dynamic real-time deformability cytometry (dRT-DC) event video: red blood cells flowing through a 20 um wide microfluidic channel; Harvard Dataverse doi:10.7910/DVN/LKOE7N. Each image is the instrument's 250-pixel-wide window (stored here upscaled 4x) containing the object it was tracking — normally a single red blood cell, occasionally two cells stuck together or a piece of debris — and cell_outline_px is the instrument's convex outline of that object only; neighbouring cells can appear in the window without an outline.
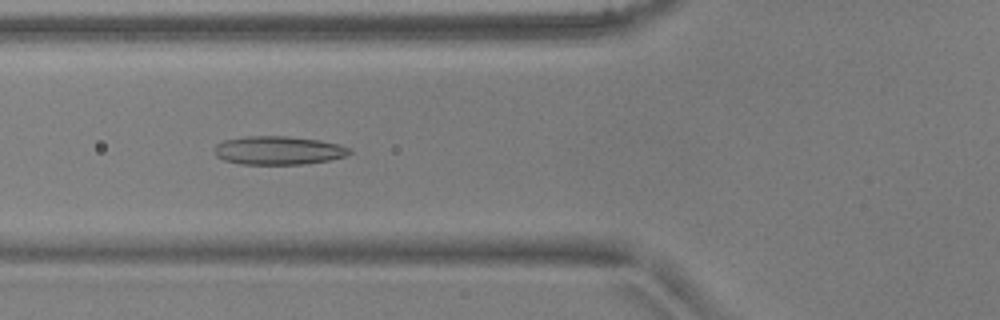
{"species": "common noctule bat (a hibernating species)", "species_latin": "Nyctalus noctula", "temperature_condition": "warm", "stored_images_in_passage": 51, "camera_frame_rate_fps": 3000, "um_per_image_px": 0.085, "animal": {"sex": "male", "body_mass_g": 17.9, "forearm_length_mm": 54.2}, "frame": {"image": 1, "passage_image": 19, "time_ms": 6.0, "image_size_px": [1000, 320], "cell_outline_px": [[352, 152], [348, 156], [328, 160], [304, 164], [240, 164], [224, 160], [216, 156], [216, 144], [224, 140], [248, 136], [284, 136], [320, 140], [340, 144], [352, 148]], "centroid_in_image_um": [23.72, 12.78], "position_along_channel_um": 102.1, "area_um2": 22.48}}
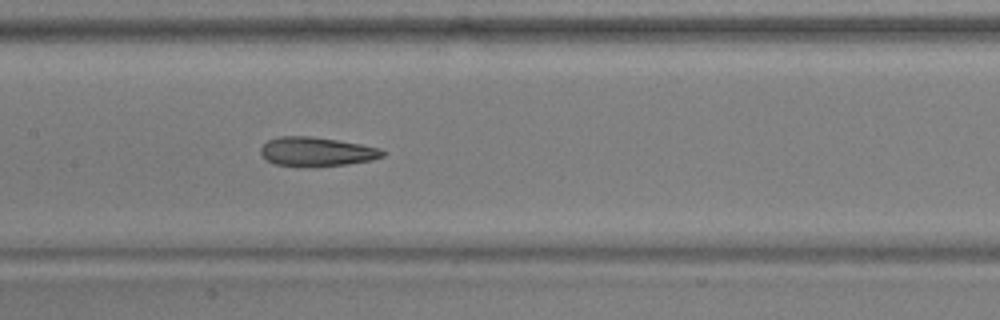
{"frame": {"image": 2, "passage_image": 25, "time_ms": 8.0, "image_size_px": [1000, 320], "cell_outline_px": [[384, 156], [372, 160], [348, 164], [312, 168], [276, 164], [268, 160], [260, 152], [260, 148], [268, 140], [280, 136], [312, 136], [360, 144], [380, 148], [384, 152]], "centroid_in_image_um": [26.92, 12.91], "position_along_channel_um": 180.5, "area_um2": 20.81}}
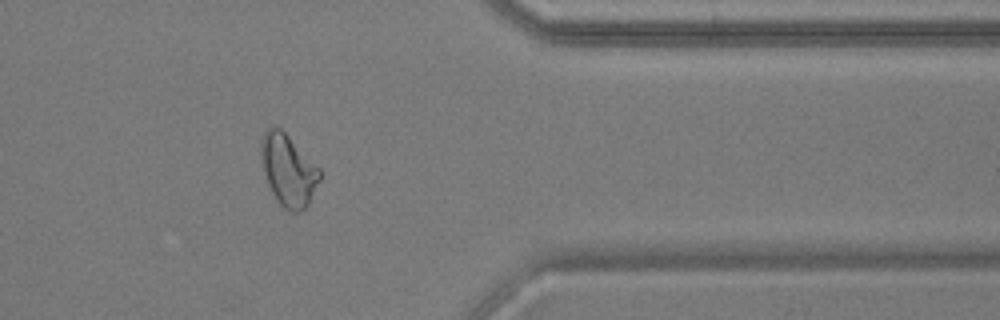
{"frame": {"image": 3, "passage_image": 42, "time_ms": 13.667, "image_size_px": [1000, 320], "cell_outline_px": [[320, 180], [308, 204], [300, 212], [292, 212], [284, 208], [276, 200], [268, 184], [264, 172], [260, 152], [260, 140], [268, 124], [276, 124], [320, 168]], "centroid_in_image_um": [24.47, 14.42], "position_along_channel_um": 386.9, "area_um2": 24.57}, "authors_computed_cell_mechanics": {"area_um2": 22.831, "velocity_mm_per_s": 3.8919, "shape_relaxation_time_tau1_ms": null, "shape_relaxation_time_tau2_ms": 1.9464, "deformation_change_tau1": null, "deformation_change_tau2": 0.102}}